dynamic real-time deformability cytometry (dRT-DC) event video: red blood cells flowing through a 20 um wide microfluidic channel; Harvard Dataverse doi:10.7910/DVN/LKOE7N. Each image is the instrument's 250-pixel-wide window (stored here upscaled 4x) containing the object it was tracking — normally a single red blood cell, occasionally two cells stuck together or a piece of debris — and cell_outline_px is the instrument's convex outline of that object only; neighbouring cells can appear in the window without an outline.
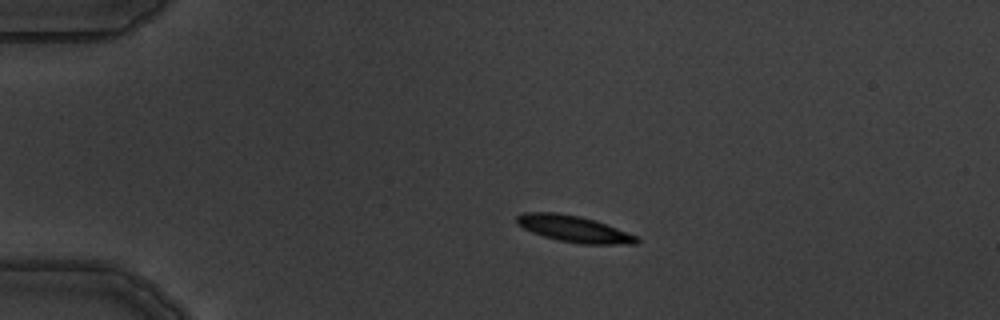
{"species": "common noctule bat (a hibernating species)", "species_latin": "Nyctalus noctula", "temperature_condition": "warm", "stored_images_in_passage": 6, "camera_frame_rate_fps": 3000, "um_per_image_px": 0.085, "animal": {"sex": "male", "body_mass_g": 19.5, "forearm_length_mm": 54.6}, "frame": {"image": 1, "passage_image": 3, "time_ms": 2.333, "image_size_px": [1000, 320], "cell_outline_px": [[640, 240], [636, 244], [580, 244], [560, 240], [544, 236], [532, 232], [516, 224], [516, 216], [524, 212], [556, 212], [580, 216], [596, 220], [636, 236]], "centroid_in_image_um": [48.76, 19.44], "position_along_channel_um": 36.2, "area_um2": 18.38}}